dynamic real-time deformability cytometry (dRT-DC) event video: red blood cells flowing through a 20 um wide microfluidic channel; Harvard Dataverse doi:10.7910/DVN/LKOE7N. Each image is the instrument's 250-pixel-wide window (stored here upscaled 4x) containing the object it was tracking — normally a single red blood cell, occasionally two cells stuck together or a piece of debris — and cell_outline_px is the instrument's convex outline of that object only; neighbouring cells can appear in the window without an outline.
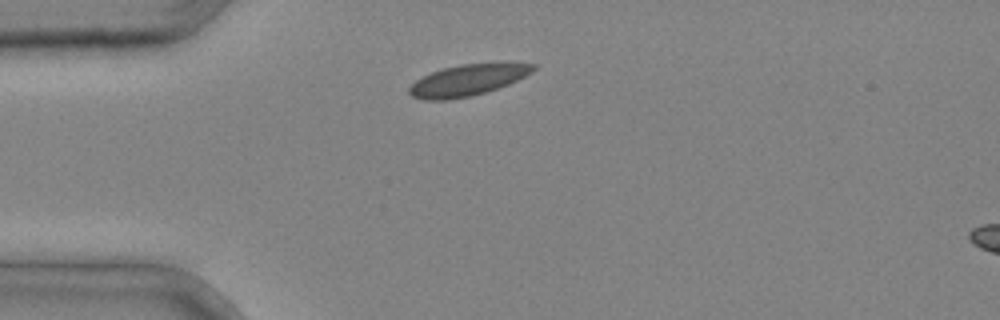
{"species": "common noctule bat (a hibernating species)", "species_latin": "Nyctalus noctula", "temperature_condition": "cold", "stored_images_in_passage": 1, "camera_frame_rate_fps": 3000, "um_per_image_px": 0.085, "animal": {"sex": "male", "body_mass_g": 20.4}, "frame": {"image": 1, "passage_image": 1, "time_ms": 0.0, "image_size_px": [1000, 320], "cell_outline_px": [[536, 68], [532, 72], [508, 84], [484, 92], [468, 96], [448, 100], [424, 100], [412, 96], [408, 92], [408, 88], [416, 80], [432, 72], [444, 68], [460, 64], [536, 64]], "centroid_in_image_um": [39.68, 6.83], "position_along_channel_um": 45.3, "area_um2": 21.91}}